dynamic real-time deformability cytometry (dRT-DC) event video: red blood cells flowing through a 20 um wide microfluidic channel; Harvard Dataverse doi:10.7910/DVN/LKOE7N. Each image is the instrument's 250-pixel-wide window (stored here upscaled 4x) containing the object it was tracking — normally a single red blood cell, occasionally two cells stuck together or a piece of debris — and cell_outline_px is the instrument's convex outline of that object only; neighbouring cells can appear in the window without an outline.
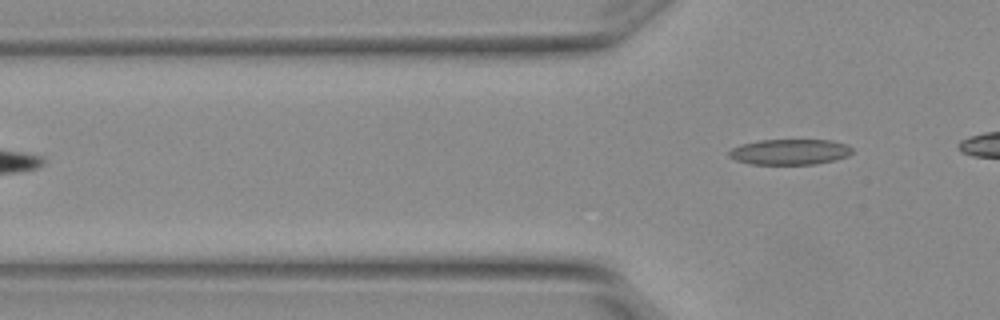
{"species": "Egyptian fruit bat (a non-hibernating species)", "species_latin": "Rousettus aegyptiacus", "temperature_condition": "warm", "stored_images_in_passage": 3, "camera_frame_rate_fps": 3000, "um_per_image_px": 0.085, "animal": {"sex": "female"}, "frame": {"image": 1, "passage_image": 3, "time_ms": 0.667, "image_size_px": [1000, 320], "cell_outline_px": [[852, 152], [848, 156], [816, 164], [752, 164], [736, 160], [728, 156], [728, 152], [732, 148], [740, 144], [760, 140], [832, 140], [848, 144], [852, 148]], "centroid_in_image_um": [67.13, 12.9], "position_along_channel_um": 58.7, "area_um2": 18.38}}